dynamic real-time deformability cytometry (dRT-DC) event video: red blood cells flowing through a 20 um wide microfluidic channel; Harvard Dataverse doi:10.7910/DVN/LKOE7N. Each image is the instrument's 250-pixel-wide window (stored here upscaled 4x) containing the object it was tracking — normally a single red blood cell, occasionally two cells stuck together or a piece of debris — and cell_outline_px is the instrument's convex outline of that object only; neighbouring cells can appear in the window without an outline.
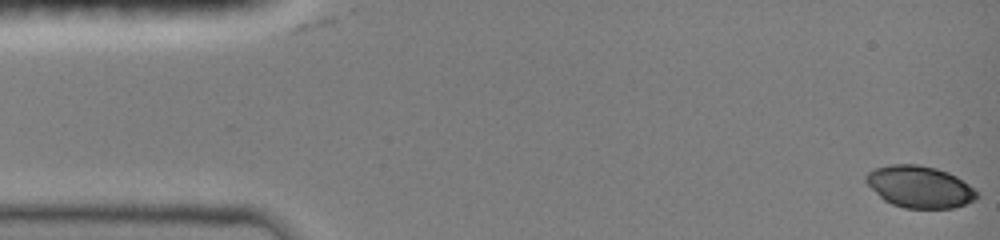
{"species": "common noctule bat (a hibernating species)", "species_latin": "Nyctalus noctula", "temperature_condition": "room temperature", "stored_images_in_passage": 19, "camera_frame_rate_fps": 3000, "um_per_image_px": 0.085, "animal": {"sex": "female", "body_mass_g": 19.0, "forearm_length_mm": 51.5}, "frame": {"image": 1, "passage_image": 1, "time_ms": 0.0, "image_size_px": [1000, 240], "cell_outline_px": [[980, 196], [976, 200], [952, 208], [904, 208], [892, 204], [884, 200], [864, 180], [864, 176], [868, 172], [876, 168], [892, 164], [916, 164], [936, 168], [948, 172], [956, 176], [980, 192]], "centroid_in_image_um": [78.2, 15.88], "position_along_channel_um": 6.8, "area_um2": 27.05}}
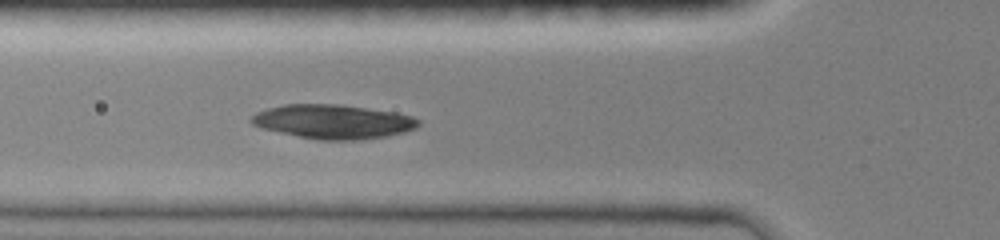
{"frame": {"image": 2, "passage_image": 16, "time_ms": 5.0, "image_size_px": [1000, 240], "cell_outline_px": [[420, 124], [416, 128], [404, 132], [388, 136], [360, 140], [320, 140], [260, 128], [252, 124], [248, 120], [256, 112], [268, 108], [284, 104], [340, 104], [396, 112], [412, 116], [420, 120]], "centroid_in_image_um": [28.33, 10.33], "position_along_channel_um": 97.5, "area_um2": 33.41}}
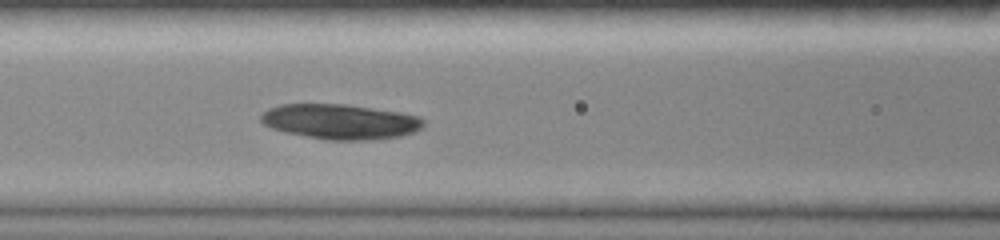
{"frame": {"image": 3, "passage_image": 19, "time_ms": 6.0, "image_size_px": [1000, 240], "cell_outline_px": [[424, 124], [416, 132], [400, 136], [368, 140], [328, 140], [284, 132], [272, 128], [264, 124], [260, 120], [260, 116], [268, 108], [280, 104], [344, 104], [400, 112], [420, 116], [424, 120]], "centroid_in_image_um": [28.92, 10.34], "position_along_channel_um": 137.7, "area_um2": 33.23}}